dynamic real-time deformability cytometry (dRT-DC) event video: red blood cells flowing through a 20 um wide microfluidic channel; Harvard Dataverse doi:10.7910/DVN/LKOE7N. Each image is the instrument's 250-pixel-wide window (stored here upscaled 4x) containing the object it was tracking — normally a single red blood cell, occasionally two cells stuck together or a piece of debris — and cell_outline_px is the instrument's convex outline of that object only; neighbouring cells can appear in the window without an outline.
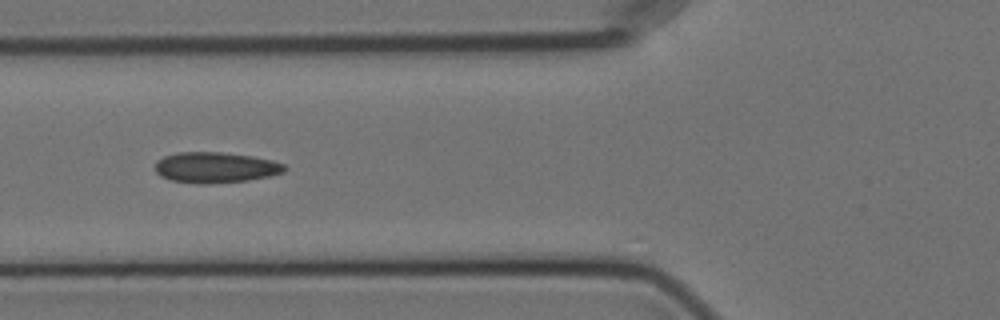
{"species": "Egyptian fruit bat (a non-hibernating species)", "species_latin": "Rousettus aegyptiacus", "temperature_condition": "cold", "stored_images_in_passage": 38, "camera_frame_rate_fps": 3000, "um_per_image_px": 0.085, "animal": {"sex": "female"}, "frame": {"image": 1, "passage_image": 2, "time_ms": 0.333, "image_size_px": [1000, 320], "cell_outline_px": [[288, 168], [284, 172], [268, 176], [248, 180], [212, 184], [200, 184], [172, 180], [160, 176], [156, 172], [156, 160], [164, 156], [176, 152], [220, 152], [252, 156], [272, 160], [284, 164]], "centroid_in_image_um": [18.31, 14.23], "position_along_channel_um": 107.5, "area_um2": 23.24}}
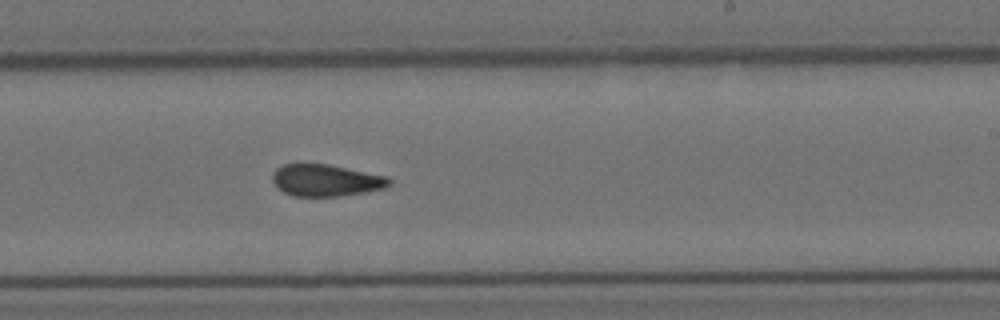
{"frame": {"image": 2, "passage_image": 15, "time_ms": 4.667, "image_size_px": [1000, 320], "cell_outline_px": [[392, 184], [384, 188], [364, 192], [340, 196], [296, 196], [284, 192], [272, 180], [272, 172], [276, 168], [284, 164], [328, 164], [388, 176], [392, 180]], "centroid_in_image_um": [27.73, 15.32], "position_along_channel_um": 261.3, "area_um2": 21.62}}
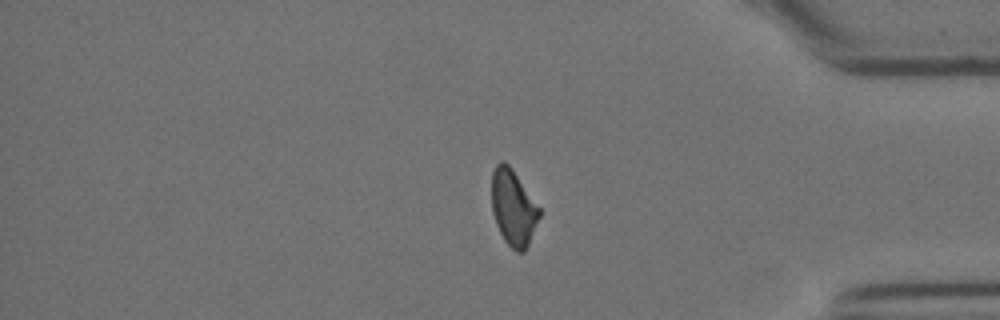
{"frame": {"image": 3, "passage_image": 28, "time_ms": 9.0, "image_size_px": [1000, 320], "cell_outline_px": [[540, 216], [528, 244], [524, 252], [516, 252], [504, 240], [496, 224], [492, 212], [492, 172], [496, 164], [500, 160], [504, 160], [512, 168], [540, 208]], "centroid_in_image_um": [43.61, 17.63], "position_along_channel_um": 391.6, "area_um2": 21.04}, "authors_computed_cell_mechanics": {"area_um2": 22.1085, "velocity_mm_per_s": 3.5541, "shape_relaxation_time_tau1_ms": null, "shape_relaxation_time_tau2_ms": 1.7297, "deformation_change_tau1": null, "deformation_change_tau2": 0.0554}}